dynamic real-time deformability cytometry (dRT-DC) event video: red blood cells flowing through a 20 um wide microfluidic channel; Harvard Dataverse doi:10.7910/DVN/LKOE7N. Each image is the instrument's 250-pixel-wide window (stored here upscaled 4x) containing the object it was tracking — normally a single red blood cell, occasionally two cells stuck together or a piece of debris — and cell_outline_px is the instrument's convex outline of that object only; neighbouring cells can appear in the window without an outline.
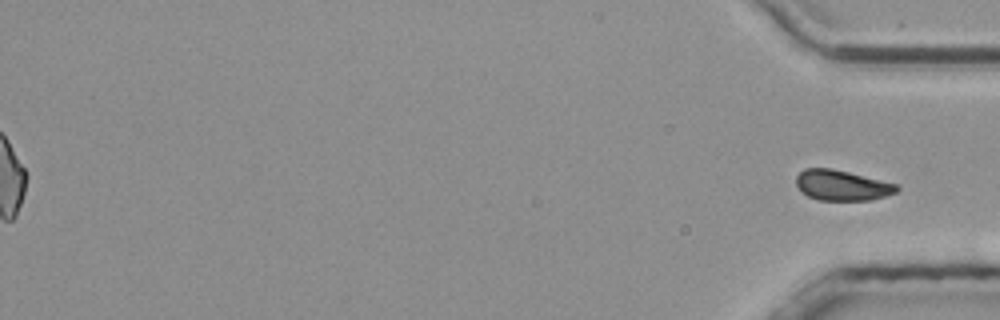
{"species": "common noctule bat (a hibernating species)", "species_latin": "Nyctalus noctula", "temperature_condition": "room temperature", "stored_images_in_passage": 39, "segment_of_instrument_passage": [2, 2], "camera_frame_rate_fps": 3000, "um_per_image_px": 0.085, "animal": {"sex": "male", "body_mass_g": 20.4}, "frame": {"image": 1, "passage_image": 39, "time_ms": 12.667, "image_size_px": [1000, 320], "cell_outline_px": [[900, 188], [896, 192], [888, 196], [872, 200], [820, 200], [808, 196], [800, 192], [796, 184], [796, 176], [804, 168], [832, 168], [896, 184]], "centroid_in_image_um": [71.55, 15.76], "position_along_channel_um": 363.7, "area_um2": 17.86}}